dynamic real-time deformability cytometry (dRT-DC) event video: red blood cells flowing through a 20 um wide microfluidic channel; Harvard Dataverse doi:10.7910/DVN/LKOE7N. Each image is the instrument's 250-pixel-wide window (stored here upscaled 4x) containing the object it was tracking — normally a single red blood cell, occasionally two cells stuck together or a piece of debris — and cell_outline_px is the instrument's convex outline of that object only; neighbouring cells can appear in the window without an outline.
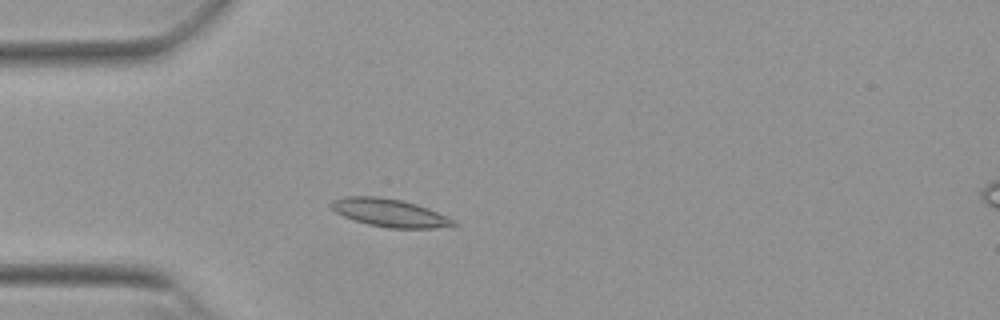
{"species": "Egyptian fruit bat (a non-hibernating species)", "species_latin": "Rousettus aegyptiacus", "temperature_condition": "warm", "stored_images_in_passage": 39, "camera_frame_rate_fps": 3000, "um_per_image_px": 0.085, "animal": {"sex": "female"}, "frame": {"image": 1, "passage_image": 1, "time_ms": 0.0, "image_size_px": [1000, 320], "cell_outline_px": [[460, 224], [436, 228], [388, 228], [368, 224], [352, 220], [336, 212], [328, 204], [332, 200], [344, 196], [380, 196], [404, 200], [428, 208], [456, 220]], "centroid_in_image_um": [33.11, 18.08], "position_along_channel_um": 51.9, "area_um2": 20.17}}
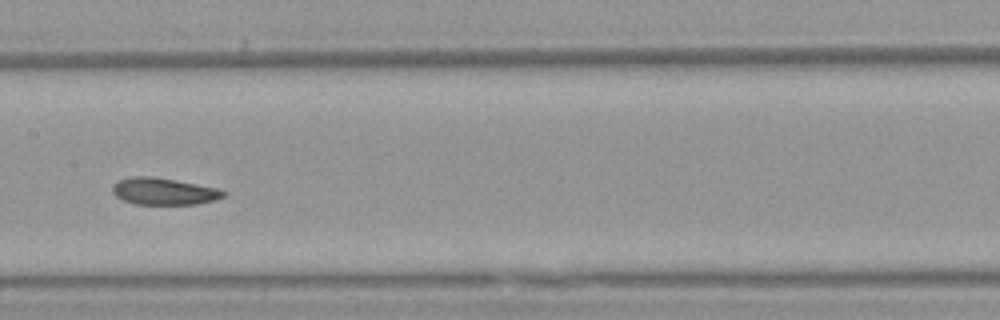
{"frame": {"image": 2, "passage_image": 13, "time_ms": 4.0, "image_size_px": [1000, 320], "cell_outline_px": [[228, 192], [224, 196], [216, 200], [196, 204], [136, 204], [124, 200], [116, 196], [112, 192], [112, 184], [120, 180], [132, 176], [152, 176], [176, 180], [216, 188]], "centroid_in_image_um": [13.92, 16.26], "position_along_channel_um": 193.5, "area_um2": 17.34}}
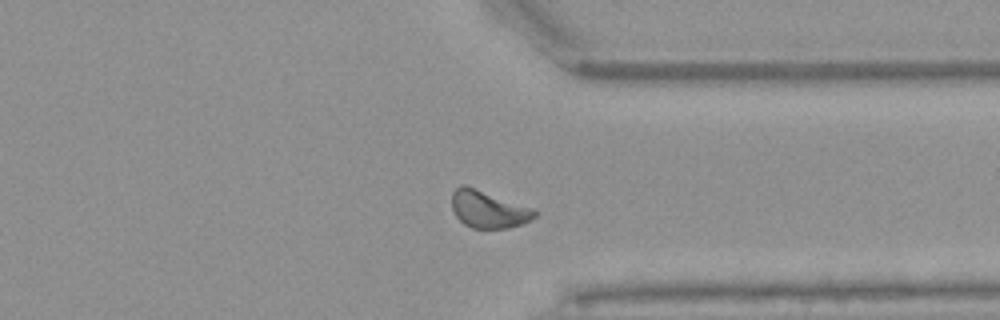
{"frame": {"image": 3, "passage_image": 27, "time_ms": 8.667, "image_size_px": [1000, 320], "cell_outline_px": [[540, 212], [536, 216], [520, 224], [508, 228], [472, 228], [464, 224], [456, 216], [452, 208], [452, 192], [460, 184], [464, 184], [536, 208]], "centroid_in_image_um": [41.54, 17.77], "position_along_channel_um": 369.9, "area_um2": 18.21}, "authors_computed_cell_mechanics": {"area_um2": 17.7446, "velocity_mm_per_s": 3.8163, "shape_relaxation_time_tau1_ms": 4.4299, "shape_relaxation_time_tau2_ms": 3.4099, "deformation_change_tau1": 0.0971, "deformation_change_tau2": 0.0819}}